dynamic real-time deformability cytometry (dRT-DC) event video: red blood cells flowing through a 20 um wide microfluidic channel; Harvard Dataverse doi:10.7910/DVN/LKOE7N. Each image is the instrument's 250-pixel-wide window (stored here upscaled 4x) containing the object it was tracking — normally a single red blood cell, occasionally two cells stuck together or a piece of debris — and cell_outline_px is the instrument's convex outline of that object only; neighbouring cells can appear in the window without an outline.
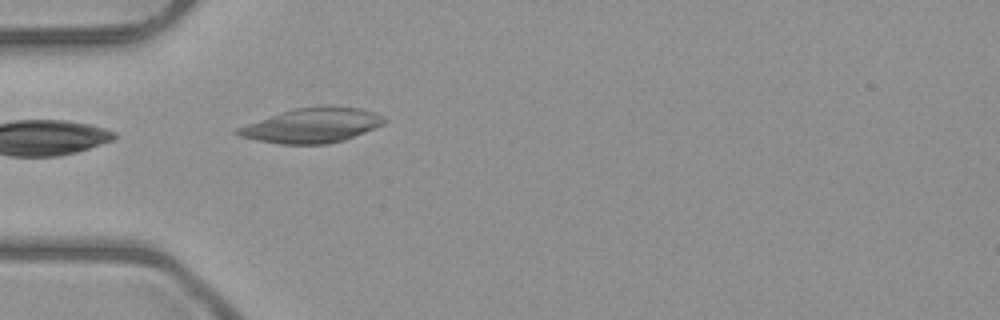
{"species": "common noctule bat (a hibernating species)", "species_latin": "Nyctalus noctula", "temperature_condition": "room temperature", "stored_images_in_passage": 3, "camera_frame_rate_fps": 3000, "um_per_image_px": 0.085, "animal": {"sex": "male", "body_mass_g": 23.1, "forearm_length_mm": 52.7}, "frame": {"image": 1, "passage_image": 3, "time_ms": 3.0, "image_size_px": [1000, 320], "cell_outline_px": [[388, 120], [384, 124], [344, 140], [328, 144], [280, 144], [256, 140], [240, 136], [232, 132], [236, 128], [296, 108], [332, 104], [360, 108], [376, 112]], "centroid_in_image_um": [26.58, 10.65], "position_along_channel_um": 58.4, "area_um2": 29.65}}